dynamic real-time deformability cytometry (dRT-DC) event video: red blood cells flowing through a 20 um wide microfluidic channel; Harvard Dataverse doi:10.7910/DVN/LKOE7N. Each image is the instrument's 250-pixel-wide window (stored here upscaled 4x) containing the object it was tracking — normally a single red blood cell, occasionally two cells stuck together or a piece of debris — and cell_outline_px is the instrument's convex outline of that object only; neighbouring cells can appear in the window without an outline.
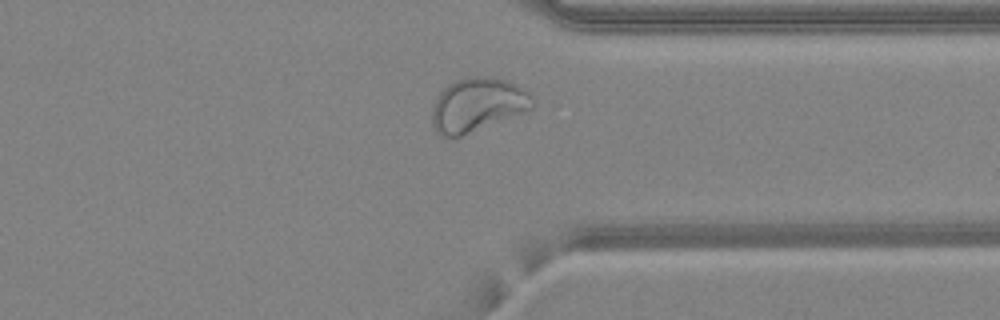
{"species": "common noctule bat (a hibernating species)", "species_latin": "Nyctalus noctula", "temperature_condition": "warm", "stored_images_in_passage": 41, "camera_frame_rate_fps": 3000, "um_per_image_px": 0.085, "animal": {"sex": "female", "body_mass_g": 24.6, "forearm_length_mm": 56.2}, "frame": {"image": 1, "passage_image": 30, "time_ms": 9.667, "image_size_px": [1000, 320], "cell_outline_px": [[536, 104], [532, 108], [460, 136], [440, 136], [436, 132], [432, 124], [432, 108], [440, 92], [448, 84], [456, 80], [468, 76], [488, 76], [508, 80], [524, 88], [532, 96]], "centroid_in_image_um": [40.58, 8.87], "position_along_channel_um": 370.8, "area_um2": 31.21}}